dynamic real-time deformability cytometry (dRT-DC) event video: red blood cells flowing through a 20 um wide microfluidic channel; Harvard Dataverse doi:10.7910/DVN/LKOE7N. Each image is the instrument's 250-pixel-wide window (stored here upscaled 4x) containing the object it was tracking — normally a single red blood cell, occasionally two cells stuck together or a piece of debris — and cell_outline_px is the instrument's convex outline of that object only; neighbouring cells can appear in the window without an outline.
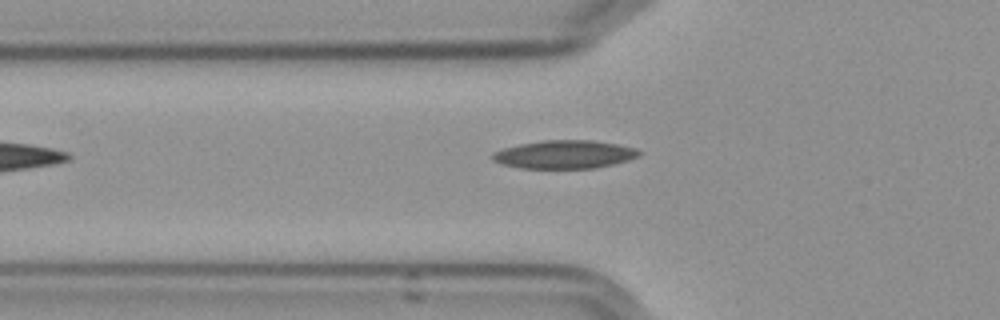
{"species": "Egyptian fruit bat (a non-hibernating species)", "species_latin": "Rousettus aegyptiacus", "temperature_condition": "cold", "stored_images_in_passage": 32, "camera_frame_rate_fps": 3000, "um_per_image_px": 0.085, "frame": {"image": 1, "passage_image": 2, "time_ms": 0.333, "image_size_px": [1000, 320], "cell_outline_px": [[644, 152], [640, 156], [628, 160], [612, 164], [592, 168], [520, 168], [504, 164], [492, 160], [492, 152], [504, 148], [520, 144], [540, 140], [592, 140], [616, 144], [636, 148]], "centroid_in_image_um": [48.0, 13.12], "position_along_channel_um": 77.8, "area_um2": 24.1}}
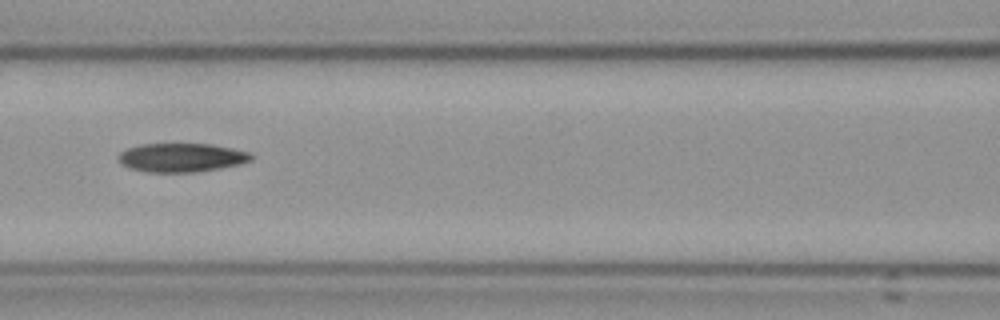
{"frame": {"image": 2, "passage_image": 8, "time_ms": 2.333, "image_size_px": [1000, 320], "cell_outline_px": [[252, 160], [240, 164], [192, 172], [148, 172], [128, 168], [120, 164], [116, 156], [120, 152], [128, 148], [140, 144], [212, 144], [252, 152]], "centroid_in_image_um": [15.39, 13.38], "position_along_channel_um": 151.2, "area_um2": 22.31}}
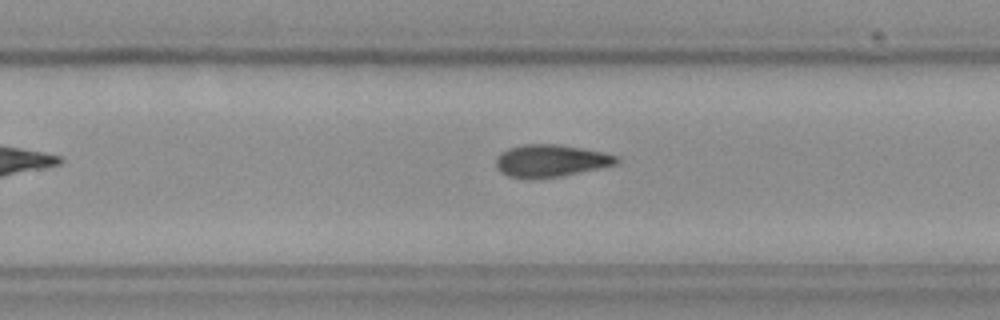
{"frame": {"image": 3, "passage_image": 19, "time_ms": 6.0, "image_size_px": [1000, 320], "cell_outline_px": [[620, 160], [616, 164], [560, 176], [508, 176], [500, 172], [496, 168], [496, 156], [500, 152], [508, 148], [520, 144], [560, 144], [604, 152], [620, 156]], "centroid_in_image_um": [46.81, 13.61], "position_along_channel_um": 283.0, "area_um2": 22.31}}